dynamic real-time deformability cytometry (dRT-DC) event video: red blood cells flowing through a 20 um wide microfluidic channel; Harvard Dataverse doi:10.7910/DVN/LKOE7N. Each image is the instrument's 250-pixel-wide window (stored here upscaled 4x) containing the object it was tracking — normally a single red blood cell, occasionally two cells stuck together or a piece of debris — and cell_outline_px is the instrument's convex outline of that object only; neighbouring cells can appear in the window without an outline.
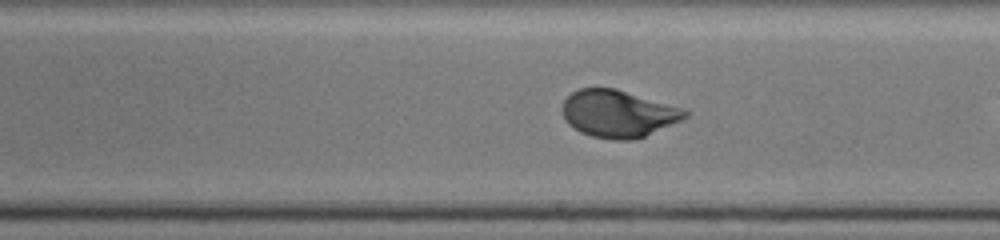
{"species": "human", "species_latin": "Homo sapiens", "temperature_condition": "cold", "stored_images_in_passage": 38, "camera_frame_rate_fps": 3000, "um_per_image_px": 0.085, "donor": {"sex": "male"}, "frame": {"image": 1, "passage_image": 27, "time_ms": 8.667, "image_size_px": [1000, 240], "cell_outline_px": [[688, 116], [680, 120], [636, 140], [612, 140], [592, 136], [580, 132], [568, 124], [564, 116], [564, 100], [572, 92], [580, 88], [616, 88], [684, 108], [688, 112]], "centroid_in_image_um": [52.55, 9.66], "position_along_channel_um": 236.4, "area_um2": 33.58}}